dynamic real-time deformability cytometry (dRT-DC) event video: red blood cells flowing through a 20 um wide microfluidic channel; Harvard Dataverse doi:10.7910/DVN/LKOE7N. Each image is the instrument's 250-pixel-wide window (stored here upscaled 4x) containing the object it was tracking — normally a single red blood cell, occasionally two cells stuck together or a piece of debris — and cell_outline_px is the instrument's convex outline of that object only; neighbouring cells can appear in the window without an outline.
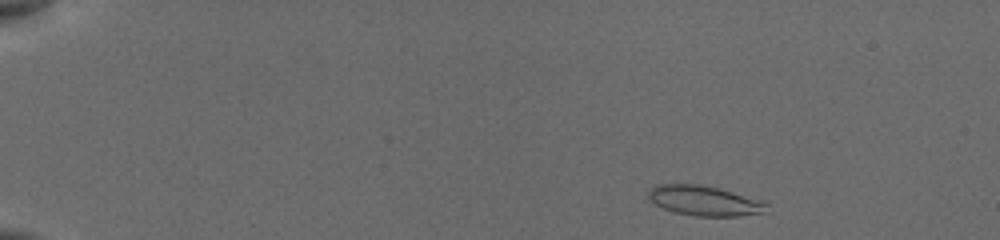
{"species": "common noctule bat (a hibernating species)", "species_latin": "Nyctalus noctula", "temperature_condition": "cold", "stored_images_in_passage": 6, "camera_frame_rate_fps": 3000, "um_per_image_px": 0.085, "animal": {"sex": "female", "body_mass_g": 19.5, "forearm_length_mm": 54.1}, "frame": {"image": 1, "passage_image": 2, "time_ms": 0.333, "image_size_px": [1000, 240], "cell_outline_px": [[768, 204], [760, 212], [740, 216], [696, 216], [676, 212], [664, 208], [656, 204], [648, 196], [648, 192], [656, 184], [696, 184], [720, 188], [764, 200]], "centroid_in_image_um": [59.88, 17.04], "position_along_channel_um": 25.1, "area_um2": 20.4}}